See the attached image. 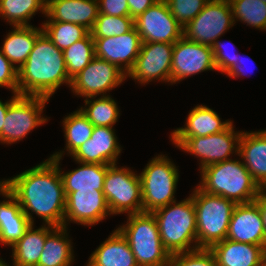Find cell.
I'll return each mask as SVG.
<instances>
[{"instance_id":"4dcf8cb0","label":"cell","mask_w":266,"mask_h":266,"mask_svg":"<svg viewBox=\"0 0 266 266\" xmlns=\"http://www.w3.org/2000/svg\"><path fill=\"white\" fill-rule=\"evenodd\" d=\"M94 98H85V107L82 106L80 111L94 126L113 127L120 115L116 101L108 94Z\"/></svg>"},{"instance_id":"4316f807","label":"cell","mask_w":266,"mask_h":266,"mask_svg":"<svg viewBox=\"0 0 266 266\" xmlns=\"http://www.w3.org/2000/svg\"><path fill=\"white\" fill-rule=\"evenodd\" d=\"M13 28L5 37L1 51L19 70L32 51L37 37L43 32V28L32 25L13 26Z\"/></svg>"},{"instance_id":"e0dca14e","label":"cell","mask_w":266,"mask_h":266,"mask_svg":"<svg viewBox=\"0 0 266 266\" xmlns=\"http://www.w3.org/2000/svg\"><path fill=\"white\" fill-rule=\"evenodd\" d=\"M95 56L116 65L126 75L133 69L140 53L141 38L134 27L118 36L93 38Z\"/></svg>"},{"instance_id":"ab89813d","label":"cell","mask_w":266,"mask_h":266,"mask_svg":"<svg viewBox=\"0 0 266 266\" xmlns=\"http://www.w3.org/2000/svg\"><path fill=\"white\" fill-rule=\"evenodd\" d=\"M224 46L226 45H224V43L219 42V40H216L211 46L215 66L217 68V71H220L222 74H226L234 65H236V58L238 57V54L232 55V53L228 52V49Z\"/></svg>"},{"instance_id":"b9f144b4","label":"cell","mask_w":266,"mask_h":266,"mask_svg":"<svg viewBox=\"0 0 266 266\" xmlns=\"http://www.w3.org/2000/svg\"><path fill=\"white\" fill-rule=\"evenodd\" d=\"M129 16L133 19L144 13L149 7L153 6L159 0H127Z\"/></svg>"},{"instance_id":"83f0119b","label":"cell","mask_w":266,"mask_h":266,"mask_svg":"<svg viewBox=\"0 0 266 266\" xmlns=\"http://www.w3.org/2000/svg\"><path fill=\"white\" fill-rule=\"evenodd\" d=\"M80 166L64 173L59 167L64 193L80 190H103L107 169L111 165L78 163Z\"/></svg>"},{"instance_id":"5bb4252c","label":"cell","mask_w":266,"mask_h":266,"mask_svg":"<svg viewBox=\"0 0 266 266\" xmlns=\"http://www.w3.org/2000/svg\"><path fill=\"white\" fill-rule=\"evenodd\" d=\"M173 46L163 42L142 43L135 65L127 77L143 85L154 80L171 83Z\"/></svg>"},{"instance_id":"7402d4cb","label":"cell","mask_w":266,"mask_h":266,"mask_svg":"<svg viewBox=\"0 0 266 266\" xmlns=\"http://www.w3.org/2000/svg\"><path fill=\"white\" fill-rule=\"evenodd\" d=\"M210 250L218 266H266V245L240 243L225 239Z\"/></svg>"},{"instance_id":"d6986e66","label":"cell","mask_w":266,"mask_h":266,"mask_svg":"<svg viewBox=\"0 0 266 266\" xmlns=\"http://www.w3.org/2000/svg\"><path fill=\"white\" fill-rule=\"evenodd\" d=\"M226 238L240 243L266 245L261 212L254 201L235 205Z\"/></svg>"},{"instance_id":"44dd1931","label":"cell","mask_w":266,"mask_h":266,"mask_svg":"<svg viewBox=\"0 0 266 266\" xmlns=\"http://www.w3.org/2000/svg\"><path fill=\"white\" fill-rule=\"evenodd\" d=\"M99 14L98 0H47L46 22H68L92 29Z\"/></svg>"},{"instance_id":"52a82bcc","label":"cell","mask_w":266,"mask_h":266,"mask_svg":"<svg viewBox=\"0 0 266 266\" xmlns=\"http://www.w3.org/2000/svg\"><path fill=\"white\" fill-rule=\"evenodd\" d=\"M142 190V212H153L177 201L174 197L179 172L176 165L165 155L149 161L139 174Z\"/></svg>"},{"instance_id":"836d02e7","label":"cell","mask_w":266,"mask_h":266,"mask_svg":"<svg viewBox=\"0 0 266 266\" xmlns=\"http://www.w3.org/2000/svg\"><path fill=\"white\" fill-rule=\"evenodd\" d=\"M42 28L53 44L62 51L90 32L82 25L68 22H45Z\"/></svg>"},{"instance_id":"5b68a950","label":"cell","mask_w":266,"mask_h":266,"mask_svg":"<svg viewBox=\"0 0 266 266\" xmlns=\"http://www.w3.org/2000/svg\"><path fill=\"white\" fill-rule=\"evenodd\" d=\"M117 229L128 241L138 266H169L170 253L163 247L155 216L151 212L127 214Z\"/></svg>"},{"instance_id":"9c48e42d","label":"cell","mask_w":266,"mask_h":266,"mask_svg":"<svg viewBox=\"0 0 266 266\" xmlns=\"http://www.w3.org/2000/svg\"><path fill=\"white\" fill-rule=\"evenodd\" d=\"M103 193L112 215L142 212L140 177L127 167L114 164L107 169Z\"/></svg>"},{"instance_id":"cb8c5ba5","label":"cell","mask_w":266,"mask_h":266,"mask_svg":"<svg viewBox=\"0 0 266 266\" xmlns=\"http://www.w3.org/2000/svg\"><path fill=\"white\" fill-rule=\"evenodd\" d=\"M231 123V120L221 121L213 109L197 105L189 112L184 128L172 131L171 138L207 136L224 131Z\"/></svg>"},{"instance_id":"d590c367","label":"cell","mask_w":266,"mask_h":266,"mask_svg":"<svg viewBox=\"0 0 266 266\" xmlns=\"http://www.w3.org/2000/svg\"><path fill=\"white\" fill-rule=\"evenodd\" d=\"M134 27V19L130 16L117 17L99 13L90 33L92 38H104L122 35Z\"/></svg>"},{"instance_id":"e575fe53","label":"cell","mask_w":266,"mask_h":266,"mask_svg":"<svg viewBox=\"0 0 266 266\" xmlns=\"http://www.w3.org/2000/svg\"><path fill=\"white\" fill-rule=\"evenodd\" d=\"M234 22L241 21L250 27L266 30V3L261 0H229Z\"/></svg>"},{"instance_id":"8fae6325","label":"cell","mask_w":266,"mask_h":266,"mask_svg":"<svg viewBox=\"0 0 266 266\" xmlns=\"http://www.w3.org/2000/svg\"><path fill=\"white\" fill-rule=\"evenodd\" d=\"M234 24L230 1L210 0L184 27L183 36L189 41L212 46Z\"/></svg>"},{"instance_id":"60d3db41","label":"cell","mask_w":266,"mask_h":266,"mask_svg":"<svg viewBox=\"0 0 266 266\" xmlns=\"http://www.w3.org/2000/svg\"><path fill=\"white\" fill-rule=\"evenodd\" d=\"M99 13L110 16H129L127 0H98Z\"/></svg>"},{"instance_id":"277c9868","label":"cell","mask_w":266,"mask_h":266,"mask_svg":"<svg viewBox=\"0 0 266 266\" xmlns=\"http://www.w3.org/2000/svg\"><path fill=\"white\" fill-rule=\"evenodd\" d=\"M152 213L162 245L170 255L198 249L196 211L191 195L181 202H172Z\"/></svg>"},{"instance_id":"30bf717a","label":"cell","mask_w":266,"mask_h":266,"mask_svg":"<svg viewBox=\"0 0 266 266\" xmlns=\"http://www.w3.org/2000/svg\"><path fill=\"white\" fill-rule=\"evenodd\" d=\"M242 131H234L233 122L219 133L190 138H171L179 149L200 158V170L204 167L231 159L238 155L239 139Z\"/></svg>"},{"instance_id":"3957f363","label":"cell","mask_w":266,"mask_h":266,"mask_svg":"<svg viewBox=\"0 0 266 266\" xmlns=\"http://www.w3.org/2000/svg\"><path fill=\"white\" fill-rule=\"evenodd\" d=\"M200 174L201 182L197 186L202 191L222 196L235 204L253 202L260 189L240 159L208 165Z\"/></svg>"},{"instance_id":"7dc6e473","label":"cell","mask_w":266,"mask_h":266,"mask_svg":"<svg viewBox=\"0 0 266 266\" xmlns=\"http://www.w3.org/2000/svg\"><path fill=\"white\" fill-rule=\"evenodd\" d=\"M261 188L266 192V183Z\"/></svg>"},{"instance_id":"ee69618b","label":"cell","mask_w":266,"mask_h":266,"mask_svg":"<svg viewBox=\"0 0 266 266\" xmlns=\"http://www.w3.org/2000/svg\"><path fill=\"white\" fill-rule=\"evenodd\" d=\"M240 54L238 55V57L236 58V65H234L226 74L228 75V77L230 78H238V77H241L242 75L244 76L245 74V57H241L240 59ZM243 59V60H242ZM248 61V59H247Z\"/></svg>"},{"instance_id":"603a6c76","label":"cell","mask_w":266,"mask_h":266,"mask_svg":"<svg viewBox=\"0 0 266 266\" xmlns=\"http://www.w3.org/2000/svg\"><path fill=\"white\" fill-rule=\"evenodd\" d=\"M238 156L255 182L262 187L266 183V130L242 131Z\"/></svg>"},{"instance_id":"9a60e30c","label":"cell","mask_w":266,"mask_h":266,"mask_svg":"<svg viewBox=\"0 0 266 266\" xmlns=\"http://www.w3.org/2000/svg\"><path fill=\"white\" fill-rule=\"evenodd\" d=\"M209 70L217 71L211 46L189 41L184 36L174 43L171 84Z\"/></svg>"},{"instance_id":"484cf974","label":"cell","mask_w":266,"mask_h":266,"mask_svg":"<svg viewBox=\"0 0 266 266\" xmlns=\"http://www.w3.org/2000/svg\"><path fill=\"white\" fill-rule=\"evenodd\" d=\"M31 224L25 234L12 246V258L14 266H37L46 237L56 228L44 224L34 229Z\"/></svg>"},{"instance_id":"ba28073f","label":"cell","mask_w":266,"mask_h":266,"mask_svg":"<svg viewBox=\"0 0 266 266\" xmlns=\"http://www.w3.org/2000/svg\"><path fill=\"white\" fill-rule=\"evenodd\" d=\"M49 98L14 94L9 100L0 142L7 145L25 138L31 130L48 121L42 113Z\"/></svg>"},{"instance_id":"ffe728a7","label":"cell","mask_w":266,"mask_h":266,"mask_svg":"<svg viewBox=\"0 0 266 266\" xmlns=\"http://www.w3.org/2000/svg\"><path fill=\"white\" fill-rule=\"evenodd\" d=\"M0 195L8 199L0 202V243L12 247L32 223L9 191L6 180L0 181Z\"/></svg>"},{"instance_id":"1f68e13d","label":"cell","mask_w":266,"mask_h":266,"mask_svg":"<svg viewBox=\"0 0 266 266\" xmlns=\"http://www.w3.org/2000/svg\"><path fill=\"white\" fill-rule=\"evenodd\" d=\"M65 149L70 155L91 138L94 125L80 111H74L63 119Z\"/></svg>"},{"instance_id":"2e32d148","label":"cell","mask_w":266,"mask_h":266,"mask_svg":"<svg viewBox=\"0 0 266 266\" xmlns=\"http://www.w3.org/2000/svg\"><path fill=\"white\" fill-rule=\"evenodd\" d=\"M66 209L64 227L72 221L83 226H93L112 215L103 190H80L65 193ZM69 223H68V222Z\"/></svg>"},{"instance_id":"f6af8a7d","label":"cell","mask_w":266,"mask_h":266,"mask_svg":"<svg viewBox=\"0 0 266 266\" xmlns=\"http://www.w3.org/2000/svg\"><path fill=\"white\" fill-rule=\"evenodd\" d=\"M8 107H9V101L3 103L0 100V135L2 134V128L4 125V121H5L4 119H5Z\"/></svg>"},{"instance_id":"6da1fadb","label":"cell","mask_w":266,"mask_h":266,"mask_svg":"<svg viewBox=\"0 0 266 266\" xmlns=\"http://www.w3.org/2000/svg\"><path fill=\"white\" fill-rule=\"evenodd\" d=\"M64 152L53 153L39 165L6 179L9 191L15 196L32 224L33 212L42 218L45 224L64 226L66 196L59 172Z\"/></svg>"},{"instance_id":"7c38bea8","label":"cell","mask_w":266,"mask_h":266,"mask_svg":"<svg viewBox=\"0 0 266 266\" xmlns=\"http://www.w3.org/2000/svg\"><path fill=\"white\" fill-rule=\"evenodd\" d=\"M127 75L116 65L94 57L93 60L72 79L71 90L73 94L83 98L106 96V92L118 87Z\"/></svg>"},{"instance_id":"bcb514c9","label":"cell","mask_w":266,"mask_h":266,"mask_svg":"<svg viewBox=\"0 0 266 266\" xmlns=\"http://www.w3.org/2000/svg\"><path fill=\"white\" fill-rule=\"evenodd\" d=\"M0 266H9V264L5 263V261H3L2 258H0Z\"/></svg>"},{"instance_id":"d6a6232c","label":"cell","mask_w":266,"mask_h":266,"mask_svg":"<svg viewBox=\"0 0 266 266\" xmlns=\"http://www.w3.org/2000/svg\"><path fill=\"white\" fill-rule=\"evenodd\" d=\"M67 74L72 80L95 57V43L89 32L83 39L78 40L63 51Z\"/></svg>"},{"instance_id":"7bdbcfd3","label":"cell","mask_w":266,"mask_h":266,"mask_svg":"<svg viewBox=\"0 0 266 266\" xmlns=\"http://www.w3.org/2000/svg\"><path fill=\"white\" fill-rule=\"evenodd\" d=\"M254 202L258 205V208L261 212V218L263 221V227L266 236V192L260 187L258 194L254 200Z\"/></svg>"},{"instance_id":"7a4b0ae2","label":"cell","mask_w":266,"mask_h":266,"mask_svg":"<svg viewBox=\"0 0 266 266\" xmlns=\"http://www.w3.org/2000/svg\"><path fill=\"white\" fill-rule=\"evenodd\" d=\"M63 51L43 31L18 70V94L50 98L61 84L71 86Z\"/></svg>"},{"instance_id":"f35d334b","label":"cell","mask_w":266,"mask_h":266,"mask_svg":"<svg viewBox=\"0 0 266 266\" xmlns=\"http://www.w3.org/2000/svg\"><path fill=\"white\" fill-rule=\"evenodd\" d=\"M0 87L18 94V69L3 55L0 49Z\"/></svg>"},{"instance_id":"4fadbf2b","label":"cell","mask_w":266,"mask_h":266,"mask_svg":"<svg viewBox=\"0 0 266 266\" xmlns=\"http://www.w3.org/2000/svg\"><path fill=\"white\" fill-rule=\"evenodd\" d=\"M142 43L163 42L174 44L183 37V27L172 16L165 0L157 1L134 19Z\"/></svg>"},{"instance_id":"74e56055","label":"cell","mask_w":266,"mask_h":266,"mask_svg":"<svg viewBox=\"0 0 266 266\" xmlns=\"http://www.w3.org/2000/svg\"><path fill=\"white\" fill-rule=\"evenodd\" d=\"M169 266H218V263L210 249L199 248L190 252L171 254Z\"/></svg>"},{"instance_id":"8992f818","label":"cell","mask_w":266,"mask_h":266,"mask_svg":"<svg viewBox=\"0 0 266 266\" xmlns=\"http://www.w3.org/2000/svg\"><path fill=\"white\" fill-rule=\"evenodd\" d=\"M191 196L196 211L198 249H210L226 239L236 204L222 196L205 193L198 186Z\"/></svg>"},{"instance_id":"ac0fdd59","label":"cell","mask_w":266,"mask_h":266,"mask_svg":"<svg viewBox=\"0 0 266 266\" xmlns=\"http://www.w3.org/2000/svg\"><path fill=\"white\" fill-rule=\"evenodd\" d=\"M117 139L113 127L94 126L91 138L70 156L74 157L77 163L117 164L118 156L122 151Z\"/></svg>"},{"instance_id":"d4e9b609","label":"cell","mask_w":266,"mask_h":266,"mask_svg":"<svg viewBox=\"0 0 266 266\" xmlns=\"http://www.w3.org/2000/svg\"><path fill=\"white\" fill-rule=\"evenodd\" d=\"M87 266H138L128 241L118 229L90 255Z\"/></svg>"},{"instance_id":"8d00e7d4","label":"cell","mask_w":266,"mask_h":266,"mask_svg":"<svg viewBox=\"0 0 266 266\" xmlns=\"http://www.w3.org/2000/svg\"><path fill=\"white\" fill-rule=\"evenodd\" d=\"M172 16L184 28L204 8L209 0H165Z\"/></svg>"},{"instance_id":"f1b7e54d","label":"cell","mask_w":266,"mask_h":266,"mask_svg":"<svg viewBox=\"0 0 266 266\" xmlns=\"http://www.w3.org/2000/svg\"><path fill=\"white\" fill-rule=\"evenodd\" d=\"M66 227H56L45 240L37 266H71L74 253Z\"/></svg>"},{"instance_id":"f546056e","label":"cell","mask_w":266,"mask_h":266,"mask_svg":"<svg viewBox=\"0 0 266 266\" xmlns=\"http://www.w3.org/2000/svg\"><path fill=\"white\" fill-rule=\"evenodd\" d=\"M47 0H0V17L11 26H28L36 12L46 15Z\"/></svg>"}]
</instances>
